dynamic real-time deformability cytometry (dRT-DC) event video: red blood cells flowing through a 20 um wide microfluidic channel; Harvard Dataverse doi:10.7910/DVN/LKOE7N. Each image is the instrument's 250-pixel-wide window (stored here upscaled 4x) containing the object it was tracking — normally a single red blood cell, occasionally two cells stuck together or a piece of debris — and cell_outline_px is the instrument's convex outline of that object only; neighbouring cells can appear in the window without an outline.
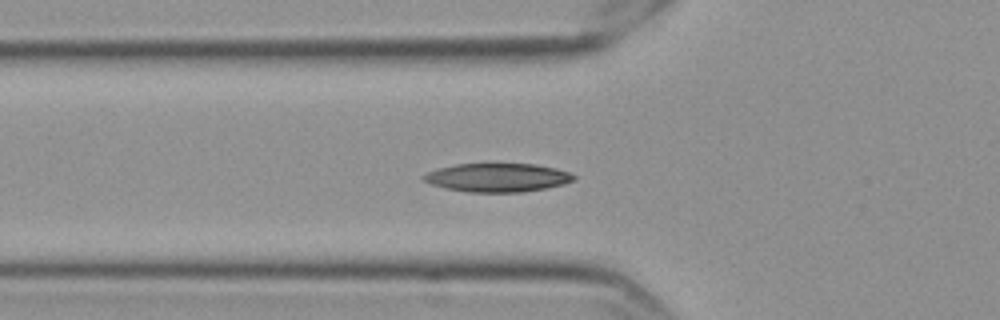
{"species": "Egyptian fruit bat (a non-hibernating species)", "species_latin": "Rousettus aegyptiacus", "temperature_condition": "cold", "stored_images_in_passage": 39, "camera_frame_rate_fps": 3000, "um_per_image_px": 0.085, "frame": {"image": 1, "passage_image": 2, "time_ms": 0.333, "image_size_px": [1000, 320], "cell_outline_px": [[576, 180], [564, 184], [544, 188], [520, 192], [468, 192], [448, 188], [432, 184], [424, 180], [420, 176], [428, 172], [440, 168], [456, 164], [536, 164], [556, 168], [568, 172], [576, 176]], "centroid_in_image_um": [42.32, 15.09], "position_along_channel_um": 83.5, "area_um2": 24.8}}
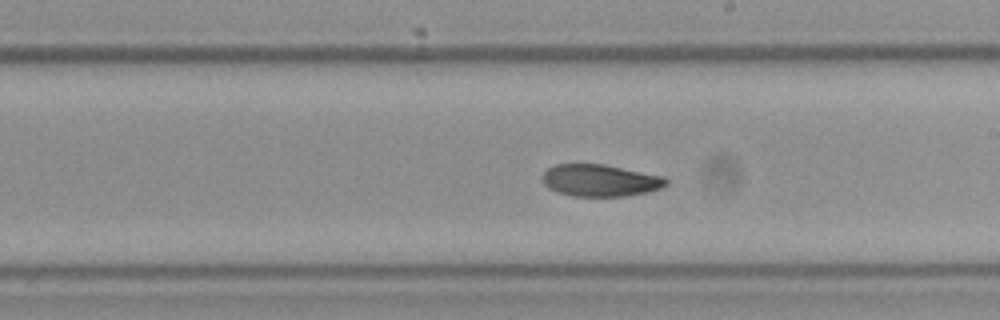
{"frame": {"image": 2, "passage_image": 15, "time_ms": 4.667, "image_size_px": [1000, 320], "cell_outline_px": [[668, 184], [660, 188], [648, 192], [628, 196], [572, 196], [556, 192], [548, 188], [544, 184], [544, 172], [548, 168], [556, 164], [604, 164], [664, 176], [668, 180]], "centroid_in_image_um": [51.04, 15.34], "position_along_channel_um": 238.0, "area_um2": 23.12}}
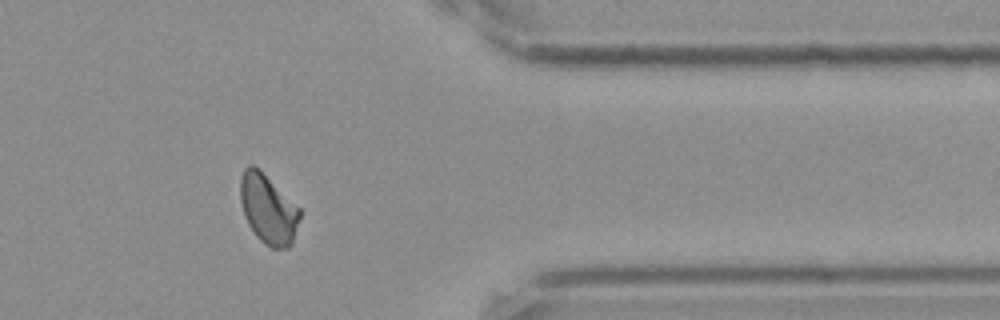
{"frame": {"image": 3, "passage_image": 29, "time_ms": 9.333, "image_size_px": [1000, 320], "cell_outline_px": [[300, 216], [292, 244], [288, 248], [272, 248], [264, 244], [256, 236], [248, 224], [244, 216], [240, 200], [240, 180], [244, 168], [248, 164], [252, 164], [300, 208]], "centroid_in_image_um": [22.77, 17.81], "position_along_channel_um": 388.6, "area_um2": 23.76}, "authors_computed_cell_mechanics": {"area_um2": 23.698, "velocity_mm_per_s": 3.5399, "shape_relaxation_time_tau1_ms": 4.9084, "shape_relaxation_time_tau2_ms": 3.7919, "deformation_change_tau1": 0.1394, "deformation_change_tau2": 0.0769}}